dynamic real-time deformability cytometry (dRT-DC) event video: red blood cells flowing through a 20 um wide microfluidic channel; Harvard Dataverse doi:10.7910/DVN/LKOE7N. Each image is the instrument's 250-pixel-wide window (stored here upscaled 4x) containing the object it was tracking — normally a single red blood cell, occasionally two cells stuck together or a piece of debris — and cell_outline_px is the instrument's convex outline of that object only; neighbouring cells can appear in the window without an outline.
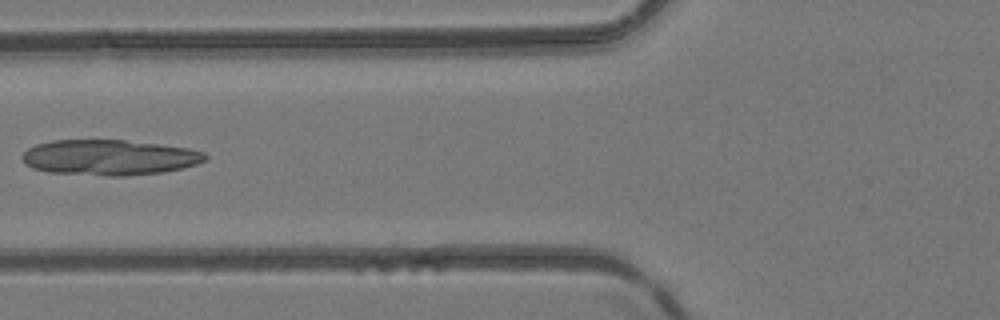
{"species": "common noctule bat (a hibernating species)", "species_latin": "Nyctalus noctula", "temperature_condition": "room temperature", "stored_images_in_passage": 4, "camera_frame_rate_fps": 3000, "um_per_image_px": 0.085, "animal": {"sex": "female", "body_mass_g": 24.6, "forearm_length_mm": 56.2}, "frame": {"image": 1, "passage_image": 4, "time_ms": 3.333, "image_size_px": [1000, 320], "cell_outline_px": [[208, 156], [204, 160], [196, 164], [184, 168], [160, 172], [124, 176], [108, 176], [48, 172], [32, 168], [24, 164], [20, 156], [28, 148], [36, 144], [52, 140], [124, 140], [160, 144], [188, 148], [204, 152]], "centroid_in_image_um": [9.25, 13.38], "position_along_channel_um": 116.5, "area_um2": 37.97}}